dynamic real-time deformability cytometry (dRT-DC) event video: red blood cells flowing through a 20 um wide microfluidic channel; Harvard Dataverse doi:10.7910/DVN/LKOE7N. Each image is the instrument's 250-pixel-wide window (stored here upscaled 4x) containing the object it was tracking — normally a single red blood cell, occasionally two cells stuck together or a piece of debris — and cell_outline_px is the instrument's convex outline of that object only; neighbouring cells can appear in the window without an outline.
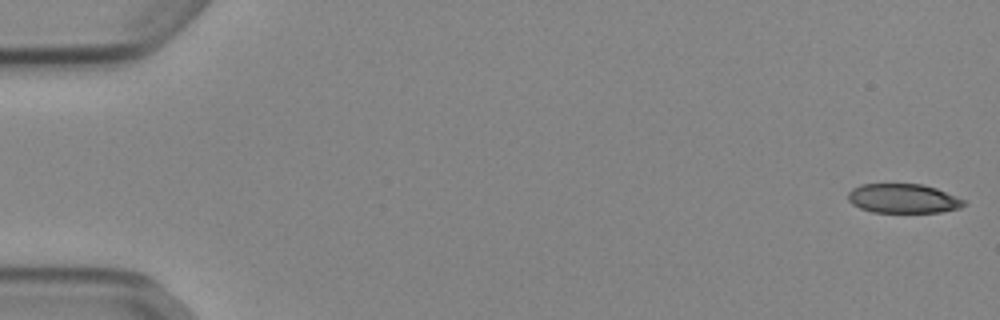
{"species": "Egyptian fruit bat (a non-hibernating species)", "species_latin": "Rousettus aegyptiacus", "temperature_condition": "cold", "stored_images_in_passage": 52, "camera_frame_rate_fps": 3000, "um_per_image_px": 0.085, "animal": {"sex": "female"}, "frame": {"image": 1, "passage_image": 1, "time_ms": 0.0, "image_size_px": [1000, 320], "cell_outline_px": [[968, 204], [960, 208], [940, 212], [872, 212], [860, 208], [852, 204], [848, 200], [848, 192], [852, 188], [860, 184], [924, 184], [936, 188], [956, 196], [964, 200]], "centroid_in_image_um": [76.77, 16.87], "position_along_channel_um": 8.2, "area_um2": 19.88}}
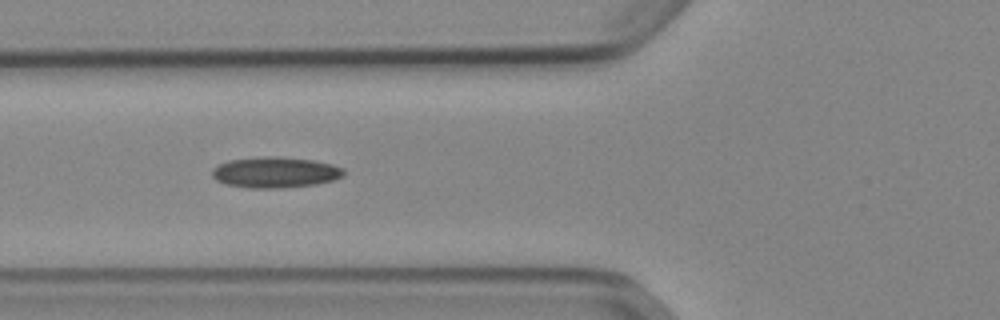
{"frame": {"image": 2, "passage_image": 20, "time_ms": 6.333, "image_size_px": [1000, 320], "cell_outline_px": [[344, 176], [332, 180], [316, 184], [284, 188], [252, 188], [228, 184], [216, 180], [212, 176], [212, 168], [228, 160], [264, 156], [280, 156], [312, 160], [332, 164], [344, 168]], "centroid_in_image_um": [23.41, 14.64], "position_along_channel_um": 102.4, "area_um2": 23.7}}
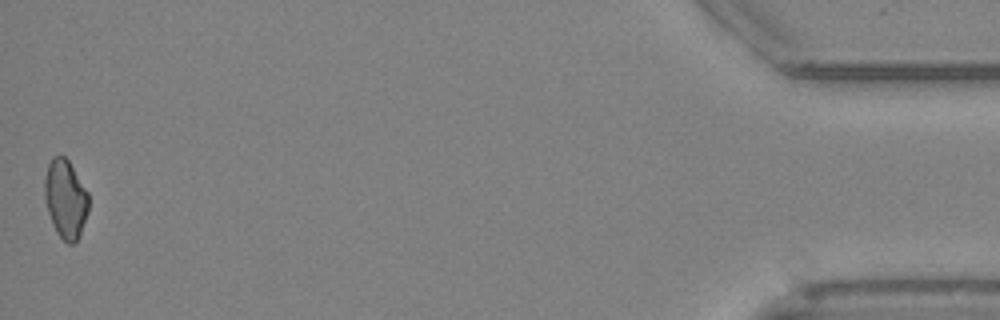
{"frame": {"image": 3, "passage_image": 52, "time_ms": 17.0, "image_size_px": [1000, 320], "cell_outline_px": [[88, 212], [80, 236], [72, 244], [68, 244], [56, 232], [52, 224], [44, 200], [44, 180], [48, 164], [52, 156], [64, 156], [68, 160], [88, 192]], "centroid_in_image_um": [5.56, 16.92], "position_along_channel_um": 429.6, "area_um2": 20.23}, "authors_computed_cell_mechanics": {"area_um2": 21.6172, "velocity_mm_per_s": 3.9097, "shape_relaxation_time_tau1_ms": 10.8091, "shape_relaxation_time_tau2_ms": null, "deformation_change_tau1": 0.1687, "deformation_change_tau2": null}}